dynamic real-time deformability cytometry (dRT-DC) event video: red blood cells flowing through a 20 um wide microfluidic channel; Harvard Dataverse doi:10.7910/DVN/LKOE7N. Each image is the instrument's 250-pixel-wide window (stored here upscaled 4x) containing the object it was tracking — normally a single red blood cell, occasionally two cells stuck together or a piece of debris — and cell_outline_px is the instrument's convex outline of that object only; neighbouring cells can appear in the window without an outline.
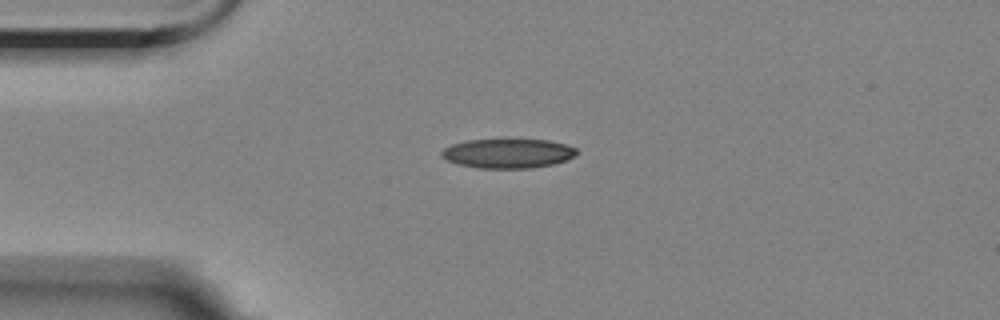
{"species": "Egyptian fruit bat (a non-hibernating species)", "species_latin": "Rousettus aegyptiacus", "temperature_condition": "room temperature", "stored_images_in_passage": 2, "camera_frame_rate_fps": 3000, "um_per_image_px": 0.085, "animal": {"sex": "female"}, "frame": {"image": 1, "passage_image": 1, "time_ms": 0.0, "image_size_px": [1000, 320], "cell_outline_px": [[576, 152], [568, 160], [552, 164], [532, 168], [476, 168], [456, 164], [440, 156], [440, 152], [444, 148], [452, 144], [468, 140], [548, 140], [564, 144], [576, 148]], "centroid_in_image_um": [43.13, 13.05], "position_along_channel_um": 41.9, "area_um2": 23.0}}